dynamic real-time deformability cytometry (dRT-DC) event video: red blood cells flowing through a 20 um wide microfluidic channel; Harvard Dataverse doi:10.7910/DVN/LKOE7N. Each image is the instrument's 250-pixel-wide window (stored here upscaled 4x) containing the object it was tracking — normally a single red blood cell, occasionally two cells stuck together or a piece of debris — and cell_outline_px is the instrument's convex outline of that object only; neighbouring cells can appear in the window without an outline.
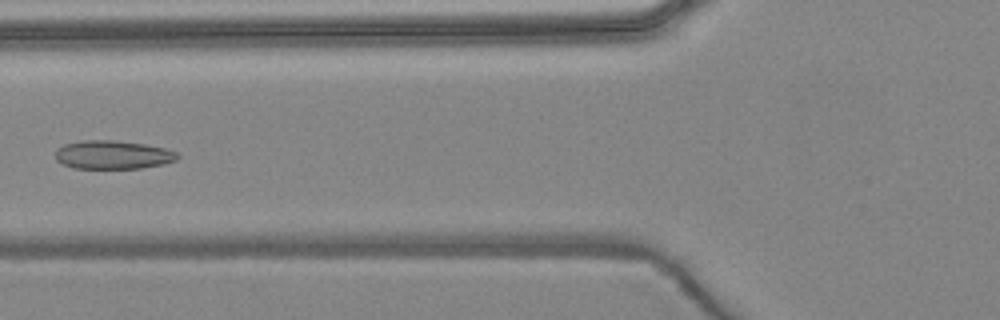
{"species": "common noctule bat (a hibernating species)", "species_latin": "Nyctalus noctula", "temperature_condition": "warm", "stored_images_in_passage": 6, "camera_frame_rate_fps": 3000, "um_per_image_px": 0.085, "animal": {"sex": "female", "body_mass_g": 24.6, "forearm_length_mm": 56.2}, "frame": {"image": 1, "passage_image": 4, "time_ms": 3.667, "image_size_px": [1000, 320], "cell_outline_px": [[180, 156], [176, 160], [164, 164], [140, 168], [72, 168], [56, 160], [56, 148], [64, 144], [80, 140], [112, 140], [144, 144], [164, 148], [176, 152]], "centroid_in_image_um": [9.57, 13.15], "position_along_channel_um": 116.2, "area_um2": 20.29}}
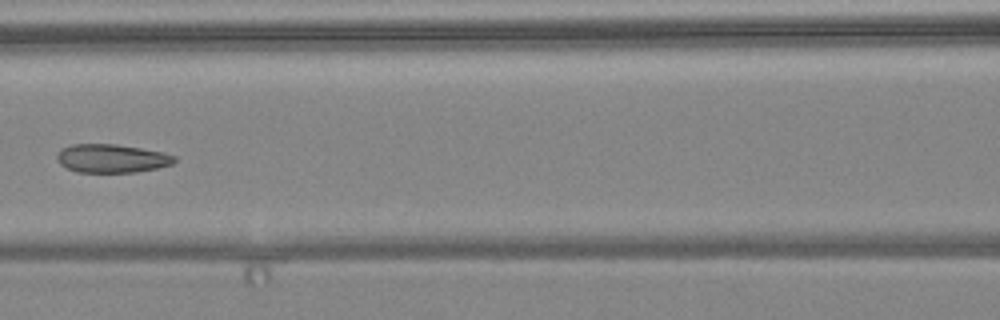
{"frame": {"image": 2, "passage_image": 5, "time_ms": 4.667, "image_size_px": [1000, 320], "cell_outline_px": [[176, 160], [172, 164], [156, 168], [136, 172], [76, 172], [60, 164], [56, 160], [56, 156], [60, 148], [72, 144], [116, 144], [164, 152], [176, 156]], "centroid_in_image_um": [9.47, 13.46], "position_along_channel_um": 157.1, "area_um2": 19.59}}
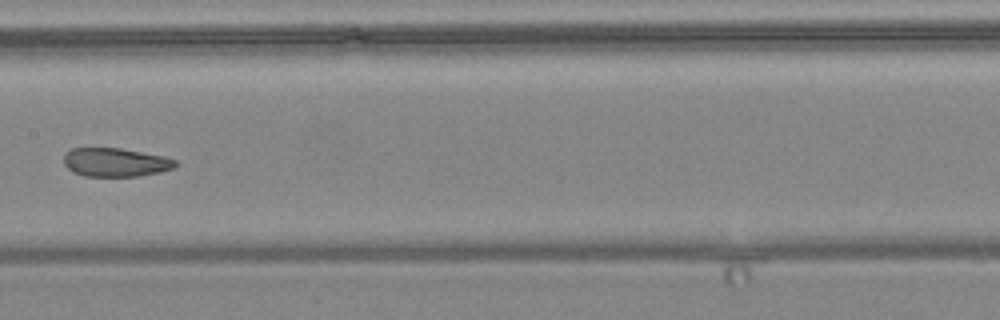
{"frame": {"image": 3, "passage_image": 6, "time_ms": 5.667, "image_size_px": [1000, 320], "cell_outline_px": [[176, 164], [172, 168], [160, 172], [140, 176], [84, 176], [72, 172], [64, 164], [64, 152], [72, 148], [120, 148], [164, 156], [176, 160]], "centroid_in_image_um": [9.78, 13.79], "position_along_channel_um": 197.6, "area_um2": 18.67}}